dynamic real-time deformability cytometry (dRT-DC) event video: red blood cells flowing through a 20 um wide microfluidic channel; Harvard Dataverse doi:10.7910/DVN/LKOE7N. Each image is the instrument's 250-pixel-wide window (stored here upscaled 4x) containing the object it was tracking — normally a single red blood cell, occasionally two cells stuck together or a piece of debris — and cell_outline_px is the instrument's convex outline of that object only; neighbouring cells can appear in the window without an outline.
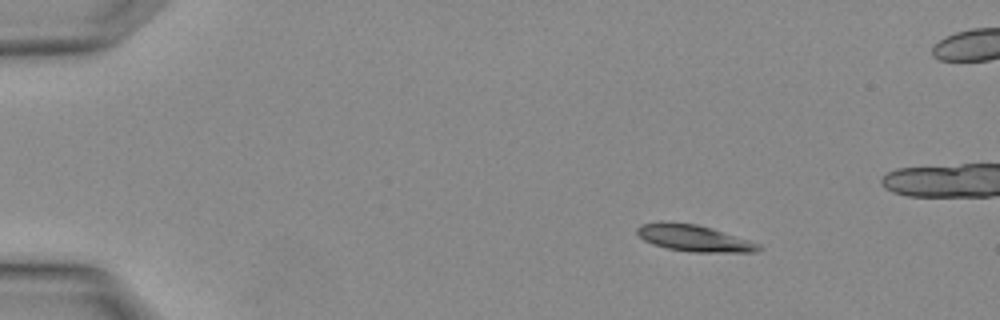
{"species": "Egyptian fruit bat (a non-hibernating species)", "species_latin": "Rousettus aegyptiacus", "temperature_condition": "warm", "stored_images_in_passage": 3, "camera_frame_rate_fps": 3000, "um_per_image_px": 0.085, "animal": {"sex": "female"}, "frame": {"image": 1, "passage_image": 1, "time_ms": 0.0, "image_size_px": [1000, 320], "cell_outline_px": [[764, 248], [756, 252], [688, 252], [668, 248], [652, 244], [644, 240], [636, 232], [636, 228], [640, 224], [660, 220], [668, 220], [696, 224], [712, 228], [752, 240], [760, 244]], "centroid_in_image_um": [58.99, 20.22], "position_along_channel_um": 26.0, "area_um2": 19.36}}